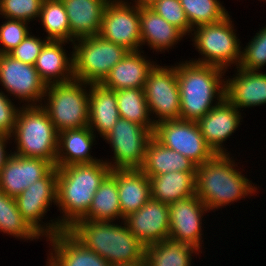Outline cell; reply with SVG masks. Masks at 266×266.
Segmentation results:
<instances>
[{"label": "cell", "mask_w": 266, "mask_h": 266, "mask_svg": "<svg viewBox=\"0 0 266 266\" xmlns=\"http://www.w3.org/2000/svg\"><path fill=\"white\" fill-rule=\"evenodd\" d=\"M236 160L232 154H215L196 166L195 194L211 212L222 211V207L257 196L255 193L259 192L260 187L242 173L244 170L241 171Z\"/></svg>", "instance_id": "6da1fadb"}, {"label": "cell", "mask_w": 266, "mask_h": 266, "mask_svg": "<svg viewBox=\"0 0 266 266\" xmlns=\"http://www.w3.org/2000/svg\"><path fill=\"white\" fill-rule=\"evenodd\" d=\"M110 173L104 160L57 168L56 208L62 214L57 221L63 230L88 212L95 192Z\"/></svg>", "instance_id": "7a4b0ae2"}, {"label": "cell", "mask_w": 266, "mask_h": 266, "mask_svg": "<svg viewBox=\"0 0 266 266\" xmlns=\"http://www.w3.org/2000/svg\"><path fill=\"white\" fill-rule=\"evenodd\" d=\"M180 93V119L198 121L225 98V71L191 60L175 63Z\"/></svg>", "instance_id": "3957f363"}, {"label": "cell", "mask_w": 266, "mask_h": 266, "mask_svg": "<svg viewBox=\"0 0 266 266\" xmlns=\"http://www.w3.org/2000/svg\"><path fill=\"white\" fill-rule=\"evenodd\" d=\"M123 223L79 219L67 230L111 266L144 261L145 246Z\"/></svg>", "instance_id": "277c9868"}, {"label": "cell", "mask_w": 266, "mask_h": 266, "mask_svg": "<svg viewBox=\"0 0 266 266\" xmlns=\"http://www.w3.org/2000/svg\"><path fill=\"white\" fill-rule=\"evenodd\" d=\"M10 138L15 145L13 154L44 159L55 166L58 131L41 105L20 106Z\"/></svg>", "instance_id": "5b68a950"}, {"label": "cell", "mask_w": 266, "mask_h": 266, "mask_svg": "<svg viewBox=\"0 0 266 266\" xmlns=\"http://www.w3.org/2000/svg\"><path fill=\"white\" fill-rule=\"evenodd\" d=\"M231 17L228 15L219 22L193 28L190 35L192 46L201 57L191 58V61L216 66L225 71L239 66L243 44L241 45Z\"/></svg>", "instance_id": "8992f818"}, {"label": "cell", "mask_w": 266, "mask_h": 266, "mask_svg": "<svg viewBox=\"0 0 266 266\" xmlns=\"http://www.w3.org/2000/svg\"><path fill=\"white\" fill-rule=\"evenodd\" d=\"M59 132L80 129L89 122V84L76 79L46 87L42 105Z\"/></svg>", "instance_id": "52a82bcc"}, {"label": "cell", "mask_w": 266, "mask_h": 266, "mask_svg": "<svg viewBox=\"0 0 266 266\" xmlns=\"http://www.w3.org/2000/svg\"><path fill=\"white\" fill-rule=\"evenodd\" d=\"M129 51L99 35L73 42L74 78L88 84H101L111 69Z\"/></svg>", "instance_id": "ba28073f"}, {"label": "cell", "mask_w": 266, "mask_h": 266, "mask_svg": "<svg viewBox=\"0 0 266 266\" xmlns=\"http://www.w3.org/2000/svg\"><path fill=\"white\" fill-rule=\"evenodd\" d=\"M57 167H53L43 178L28 186L15 202L22 217L43 238L52 237L63 229L57 218L44 221L52 203L56 206Z\"/></svg>", "instance_id": "9c48e42d"}, {"label": "cell", "mask_w": 266, "mask_h": 266, "mask_svg": "<svg viewBox=\"0 0 266 266\" xmlns=\"http://www.w3.org/2000/svg\"><path fill=\"white\" fill-rule=\"evenodd\" d=\"M154 130L126 119H118L112 130L103 138L105 143L110 144L113 152L111 159L105 158L104 161L111 170L141 169Z\"/></svg>", "instance_id": "30bf717a"}, {"label": "cell", "mask_w": 266, "mask_h": 266, "mask_svg": "<svg viewBox=\"0 0 266 266\" xmlns=\"http://www.w3.org/2000/svg\"><path fill=\"white\" fill-rule=\"evenodd\" d=\"M143 91L154 125L180 119V93L175 64H156L146 79Z\"/></svg>", "instance_id": "8fae6325"}, {"label": "cell", "mask_w": 266, "mask_h": 266, "mask_svg": "<svg viewBox=\"0 0 266 266\" xmlns=\"http://www.w3.org/2000/svg\"><path fill=\"white\" fill-rule=\"evenodd\" d=\"M0 84L4 93L18 105H42L47 85L40 78L34 65L0 54ZM14 98H13V97ZM25 102V103H24Z\"/></svg>", "instance_id": "7c38bea8"}, {"label": "cell", "mask_w": 266, "mask_h": 266, "mask_svg": "<svg viewBox=\"0 0 266 266\" xmlns=\"http://www.w3.org/2000/svg\"><path fill=\"white\" fill-rule=\"evenodd\" d=\"M153 136L165 147L181 153L196 166L209 161L215 153L207 145L197 121L182 119L159 122Z\"/></svg>", "instance_id": "4fadbf2b"}, {"label": "cell", "mask_w": 266, "mask_h": 266, "mask_svg": "<svg viewBox=\"0 0 266 266\" xmlns=\"http://www.w3.org/2000/svg\"><path fill=\"white\" fill-rule=\"evenodd\" d=\"M107 41L140 51V6L123 0H110L105 8L98 34Z\"/></svg>", "instance_id": "5bb4252c"}, {"label": "cell", "mask_w": 266, "mask_h": 266, "mask_svg": "<svg viewBox=\"0 0 266 266\" xmlns=\"http://www.w3.org/2000/svg\"><path fill=\"white\" fill-rule=\"evenodd\" d=\"M206 213L211 211L196 194L169 204V238L192 245L202 252L204 250L202 229L205 225L203 222L206 221L204 218Z\"/></svg>", "instance_id": "9a60e30c"}, {"label": "cell", "mask_w": 266, "mask_h": 266, "mask_svg": "<svg viewBox=\"0 0 266 266\" xmlns=\"http://www.w3.org/2000/svg\"><path fill=\"white\" fill-rule=\"evenodd\" d=\"M242 112L226 98L197 121L207 145L215 154H231L225 147L227 141L243 121Z\"/></svg>", "instance_id": "2e32d148"}, {"label": "cell", "mask_w": 266, "mask_h": 266, "mask_svg": "<svg viewBox=\"0 0 266 266\" xmlns=\"http://www.w3.org/2000/svg\"><path fill=\"white\" fill-rule=\"evenodd\" d=\"M123 221L144 246L169 238V205L153 198Z\"/></svg>", "instance_id": "e0dca14e"}, {"label": "cell", "mask_w": 266, "mask_h": 266, "mask_svg": "<svg viewBox=\"0 0 266 266\" xmlns=\"http://www.w3.org/2000/svg\"><path fill=\"white\" fill-rule=\"evenodd\" d=\"M53 167L44 159L26 158L12 153L0 169V190L15 198Z\"/></svg>", "instance_id": "ac0fdd59"}, {"label": "cell", "mask_w": 266, "mask_h": 266, "mask_svg": "<svg viewBox=\"0 0 266 266\" xmlns=\"http://www.w3.org/2000/svg\"><path fill=\"white\" fill-rule=\"evenodd\" d=\"M230 77L225 78V98L240 112L266 105V73L236 67Z\"/></svg>", "instance_id": "d6986e66"}, {"label": "cell", "mask_w": 266, "mask_h": 266, "mask_svg": "<svg viewBox=\"0 0 266 266\" xmlns=\"http://www.w3.org/2000/svg\"><path fill=\"white\" fill-rule=\"evenodd\" d=\"M49 244L48 258L55 266H111L96 252L88 249L68 230L44 239Z\"/></svg>", "instance_id": "ffe728a7"}, {"label": "cell", "mask_w": 266, "mask_h": 266, "mask_svg": "<svg viewBox=\"0 0 266 266\" xmlns=\"http://www.w3.org/2000/svg\"><path fill=\"white\" fill-rule=\"evenodd\" d=\"M66 41L48 40L41 49L35 63L42 81L48 86L51 84L66 83L74 78L73 47L72 52L64 46ZM67 52V53H66Z\"/></svg>", "instance_id": "44dd1931"}, {"label": "cell", "mask_w": 266, "mask_h": 266, "mask_svg": "<svg viewBox=\"0 0 266 266\" xmlns=\"http://www.w3.org/2000/svg\"><path fill=\"white\" fill-rule=\"evenodd\" d=\"M144 53V50L129 51L111 69L109 75L101 84L105 88L115 91L128 88L143 89L150 71L157 64L156 61L150 59Z\"/></svg>", "instance_id": "7402d4cb"}, {"label": "cell", "mask_w": 266, "mask_h": 266, "mask_svg": "<svg viewBox=\"0 0 266 266\" xmlns=\"http://www.w3.org/2000/svg\"><path fill=\"white\" fill-rule=\"evenodd\" d=\"M70 25V45L84 37L98 35L110 0H61Z\"/></svg>", "instance_id": "603a6c76"}, {"label": "cell", "mask_w": 266, "mask_h": 266, "mask_svg": "<svg viewBox=\"0 0 266 266\" xmlns=\"http://www.w3.org/2000/svg\"><path fill=\"white\" fill-rule=\"evenodd\" d=\"M140 31L142 50L147 45L153 53L159 54L169 52L186 37L148 6H140Z\"/></svg>", "instance_id": "cb8c5ba5"}, {"label": "cell", "mask_w": 266, "mask_h": 266, "mask_svg": "<svg viewBox=\"0 0 266 266\" xmlns=\"http://www.w3.org/2000/svg\"><path fill=\"white\" fill-rule=\"evenodd\" d=\"M96 137L89 126L59 132L55 167L91 164L103 160V157L98 159L91 155L93 145L97 144Z\"/></svg>", "instance_id": "d4e9b609"}, {"label": "cell", "mask_w": 266, "mask_h": 266, "mask_svg": "<svg viewBox=\"0 0 266 266\" xmlns=\"http://www.w3.org/2000/svg\"><path fill=\"white\" fill-rule=\"evenodd\" d=\"M117 181L122 216L138 211L151 198L150 180L141 169H116L110 173Z\"/></svg>", "instance_id": "484cf974"}, {"label": "cell", "mask_w": 266, "mask_h": 266, "mask_svg": "<svg viewBox=\"0 0 266 266\" xmlns=\"http://www.w3.org/2000/svg\"><path fill=\"white\" fill-rule=\"evenodd\" d=\"M120 119L115 90L102 84H89V122L91 131L104 138ZM99 135V136H98Z\"/></svg>", "instance_id": "4316f807"}, {"label": "cell", "mask_w": 266, "mask_h": 266, "mask_svg": "<svg viewBox=\"0 0 266 266\" xmlns=\"http://www.w3.org/2000/svg\"><path fill=\"white\" fill-rule=\"evenodd\" d=\"M141 170L148 177L169 172L195 173L196 165L181 153L165 147L154 136L150 139Z\"/></svg>", "instance_id": "83f0119b"}, {"label": "cell", "mask_w": 266, "mask_h": 266, "mask_svg": "<svg viewBox=\"0 0 266 266\" xmlns=\"http://www.w3.org/2000/svg\"><path fill=\"white\" fill-rule=\"evenodd\" d=\"M148 178L151 198L162 203L169 205L195 195V173L175 171Z\"/></svg>", "instance_id": "f1b7e54d"}, {"label": "cell", "mask_w": 266, "mask_h": 266, "mask_svg": "<svg viewBox=\"0 0 266 266\" xmlns=\"http://www.w3.org/2000/svg\"><path fill=\"white\" fill-rule=\"evenodd\" d=\"M201 253L192 245L168 238L145 246L144 260L147 266H193L194 255L197 258Z\"/></svg>", "instance_id": "f546056e"}, {"label": "cell", "mask_w": 266, "mask_h": 266, "mask_svg": "<svg viewBox=\"0 0 266 266\" xmlns=\"http://www.w3.org/2000/svg\"><path fill=\"white\" fill-rule=\"evenodd\" d=\"M90 221H123L116 179L109 174L93 196L88 212L81 218Z\"/></svg>", "instance_id": "4dcf8cb0"}, {"label": "cell", "mask_w": 266, "mask_h": 266, "mask_svg": "<svg viewBox=\"0 0 266 266\" xmlns=\"http://www.w3.org/2000/svg\"><path fill=\"white\" fill-rule=\"evenodd\" d=\"M0 232L28 242L42 237L28 224L19 212L15 199L0 190Z\"/></svg>", "instance_id": "1f68e13d"}, {"label": "cell", "mask_w": 266, "mask_h": 266, "mask_svg": "<svg viewBox=\"0 0 266 266\" xmlns=\"http://www.w3.org/2000/svg\"><path fill=\"white\" fill-rule=\"evenodd\" d=\"M115 92L120 118L135 122L147 129H155L143 89L128 88Z\"/></svg>", "instance_id": "d6a6232c"}, {"label": "cell", "mask_w": 266, "mask_h": 266, "mask_svg": "<svg viewBox=\"0 0 266 266\" xmlns=\"http://www.w3.org/2000/svg\"><path fill=\"white\" fill-rule=\"evenodd\" d=\"M37 22H41L47 40L70 43V25L61 0H43Z\"/></svg>", "instance_id": "836d02e7"}, {"label": "cell", "mask_w": 266, "mask_h": 266, "mask_svg": "<svg viewBox=\"0 0 266 266\" xmlns=\"http://www.w3.org/2000/svg\"><path fill=\"white\" fill-rule=\"evenodd\" d=\"M180 3L192 29L219 22L229 15L220 0H180Z\"/></svg>", "instance_id": "e575fe53"}, {"label": "cell", "mask_w": 266, "mask_h": 266, "mask_svg": "<svg viewBox=\"0 0 266 266\" xmlns=\"http://www.w3.org/2000/svg\"><path fill=\"white\" fill-rule=\"evenodd\" d=\"M253 36L241 49L238 67L247 71H260L266 66V25L259 28Z\"/></svg>", "instance_id": "d590c367"}, {"label": "cell", "mask_w": 266, "mask_h": 266, "mask_svg": "<svg viewBox=\"0 0 266 266\" xmlns=\"http://www.w3.org/2000/svg\"><path fill=\"white\" fill-rule=\"evenodd\" d=\"M155 13L164 18L168 23L178 28L187 39L192 33L180 0H154L148 5Z\"/></svg>", "instance_id": "8d00e7d4"}, {"label": "cell", "mask_w": 266, "mask_h": 266, "mask_svg": "<svg viewBox=\"0 0 266 266\" xmlns=\"http://www.w3.org/2000/svg\"><path fill=\"white\" fill-rule=\"evenodd\" d=\"M43 0H0V19L37 21Z\"/></svg>", "instance_id": "74e56055"}, {"label": "cell", "mask_w": 266, "mask_h": 266, "mask_svg": "<svg viewBox=\"0 0 266 266\" xmlns=\"http://www.w3.org/2000/svg\"><path fill=\"white\" fill-rule=\"evenodd\" d=\"M3 20L4 22H1L3 24H0V54H8L30 33L31 27L28 26V22L22 20L9 18Z\"/></svg>", "instance_id": "f35d334b"}, {"label": "cell", "mask_w": 266, "mask_h": 266, "mask_svg": "<svg viewBox=\"0 0 266 266\" xmlns=\"http://www.w3.org/2000/svg\"><path fill=\"white\" fill-rule=\"evenodd\" d=\"M48 40L32 34V31L24 40L8 54L16 60H20L29 65H35L42 47Z\"/></svg>", "instance_id": "ab89813d"}, {"label": "cell", "mask_w": 266, "mask_h": 266, "mask_svg": "<svg viewBox=\"0 0 266 266\" xmlns=\"http://www.w3.org/2000/svg\"><path fill=\"white\" fill-rule=\"evenodd\" d=\"M0 90V133L12 136L20 106Z\"/></svg>", "instance_id": "60d3db41"}, {"label": "cell", "mask_w": 266, "mask_h": 266, "mask_svg": "<svg viewBox=\"0 0 266 266\" xmlns=\"http://www.w3.org/2000/svg\"><path fill=\"white\" fill-rule=\"evenodd\" d=\"M9 143V144H8ZM11 138L7 135L0 133V169L4 166L6 163V160L8 157L12 154V151L7 149V145L10 146Z\"/></svg>", "instance_id": "b9f144b4"}, {"label": "cell", "mask_w": 266, "mask_h": 266, "mask_svg": "<svg viewBox=\"0 0 266 266\" xmlns=\"http://www.w3.org/2000/svg\"><path fill=\"white\" fill-rule=\"evenodd\" d=\"M125 2L135 4L137 6H148L150 5L154 0H123Z\"/></svg>", "instance_id": "7bdbcfd3"}, {"label": "cell", "mask_w": 266, "mask_h": 266, "mask_svg": "<svg viewBox=\"0 0 266 266\" xmlns=\"http://www.w3.org/2000/svg\"><path fill=\"white\" fill-rule=\"evenodd\" d=\"M114 266H147L145 260L142 262H137V263H126V264H121V265H114Z\"/></svg>", "instance_id": "ee69618b"}]
</instances>
